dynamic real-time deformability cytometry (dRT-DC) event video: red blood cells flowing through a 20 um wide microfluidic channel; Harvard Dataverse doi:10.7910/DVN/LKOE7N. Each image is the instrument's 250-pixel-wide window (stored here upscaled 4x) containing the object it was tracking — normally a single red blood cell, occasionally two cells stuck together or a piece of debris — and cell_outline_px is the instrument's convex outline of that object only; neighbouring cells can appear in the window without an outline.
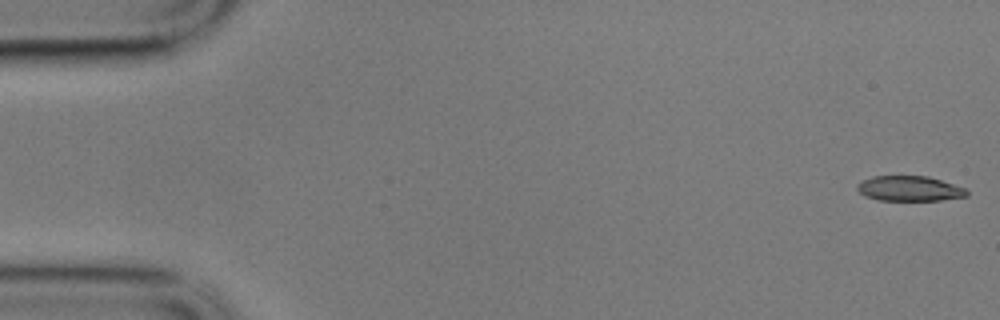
{"species": "common noctule bat (a hibernating species)", "species_latin": "Nyctalus noctula", "temperature_condition": "cold", "stored_images_in_passage": 58, "camera_frame_rate_fps": 3000, "um_per_image_px": 0.085, "animal": {"sex": "male", "body_mass_g": 17.9}, "frame": {"image": 1, "passage_image": 1, "time_ms": 0.0, "image_size_px": [1000, 320], "cell_outline_px": [[968, 196], [940, 200], [880, 200], [864, 196], [856, 188], [856, 184], [872, 176], [928, 176], [964, 188], [968, 192]], "centroid_in_image_um": [77.28, 16.03], "position_along_channel_um": 7.7, "area_um2": 15.9}}
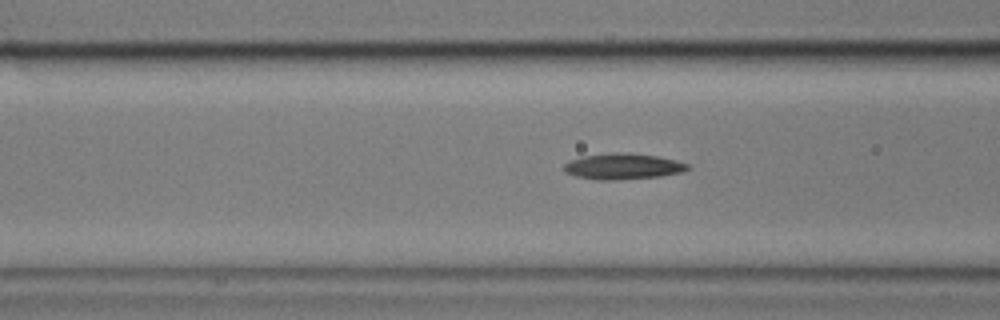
{"frame": {"image": 2, "passage_image": 22, "time_ms": 7.0, "image_size_px": [1000, 320], "cell_outline_px": [[692, 168], [680, 172], [660, 176], [616, 180], [596, 180], [576, 176], [564, 172], [564, 164], [572, 160], [584, 156], [616, 152], [628, 152], [656, 156], [676, 160], [688, 164]], "centroid_in_image_um": [52.96, 14.14], "position_along_channel_um": 113.6, "area_um2": 18.61}}
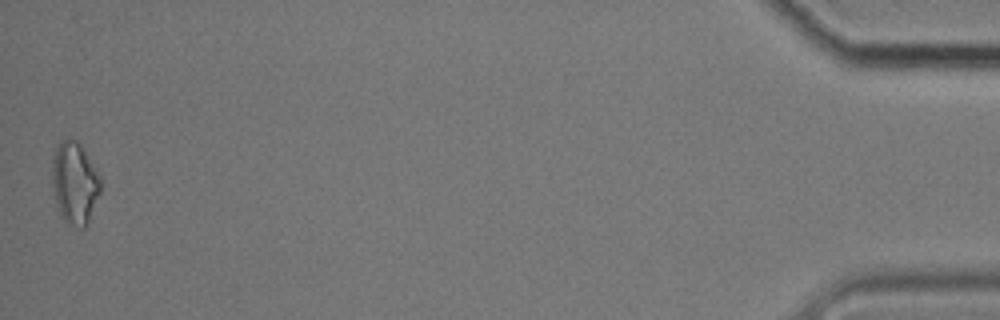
{"frame": {"image": 3, "passage_image": 58, "time_ms": 19.0, "image_size_px": [1000, 320], "cell_outline_px": [[100, 192], [88, 224], [84, 228], [80, 228], [68, 224], [60, 216], [56, 204], [52, 188], [52, 160], [56, 148], [60, 140], [76, 140], [80, 144], [100, 176]], "centroid_in_image_um": [6.33, 15.59], "position_along_channel_um": 428.9, "area_um2": 23.18}, "authors_computed_cell_mechanics": {"area_um2": 17.6579, "velocity_mm_per_s": 3.4011, "shape_relaxation_time_tau1_ms": 9.1835, "shape_relaxation_time_tau2_ms": null, "deformation_change_tau1": 0.2208, "deformation_change_tau2": null}}